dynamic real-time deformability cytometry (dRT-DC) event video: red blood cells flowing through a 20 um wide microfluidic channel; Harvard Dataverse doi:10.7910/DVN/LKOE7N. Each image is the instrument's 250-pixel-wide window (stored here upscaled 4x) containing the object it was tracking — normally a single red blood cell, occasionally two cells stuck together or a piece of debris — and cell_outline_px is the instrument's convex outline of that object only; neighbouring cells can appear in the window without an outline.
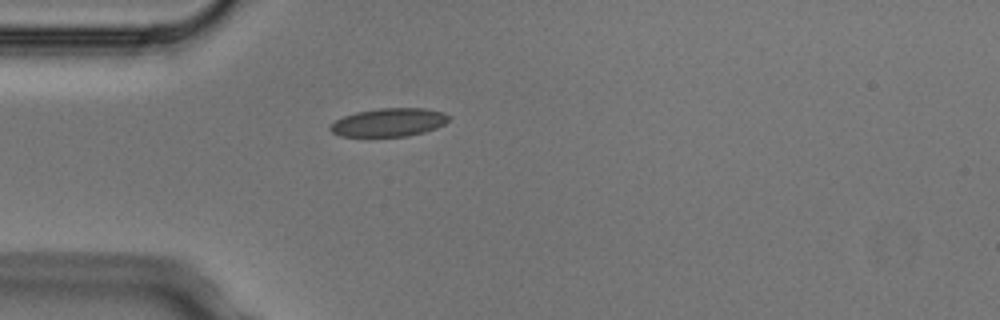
{"species": "Egyptian fruit bat (a non-hibernating species)", "species_latin": "Rousettus aegyptiacus", "temperature_condition": "cold", "stored_images_in_passage": 1, "camera_frame_rate_fps": 3000, "um_per_image_px": 0.085, "animal": {"sex": "male"}, "frame": {"image": 1, "passage_image": 1, "time_ms": 0.0, "image_size_px": [1000, 320], "cell_outline_px": [[452, 116], [444, 124], [436, 128], [424, 132], [408, 136], [340, 136], [332, 132], [328, 128], [336, 120], [344, 116], [356, 112], [380, 108], [424, 108], [444, 112]], "centroid_in_image_um": [33.09, 10.39], "position_along_channel_um": 51.9, "area_um2": 19.54}}